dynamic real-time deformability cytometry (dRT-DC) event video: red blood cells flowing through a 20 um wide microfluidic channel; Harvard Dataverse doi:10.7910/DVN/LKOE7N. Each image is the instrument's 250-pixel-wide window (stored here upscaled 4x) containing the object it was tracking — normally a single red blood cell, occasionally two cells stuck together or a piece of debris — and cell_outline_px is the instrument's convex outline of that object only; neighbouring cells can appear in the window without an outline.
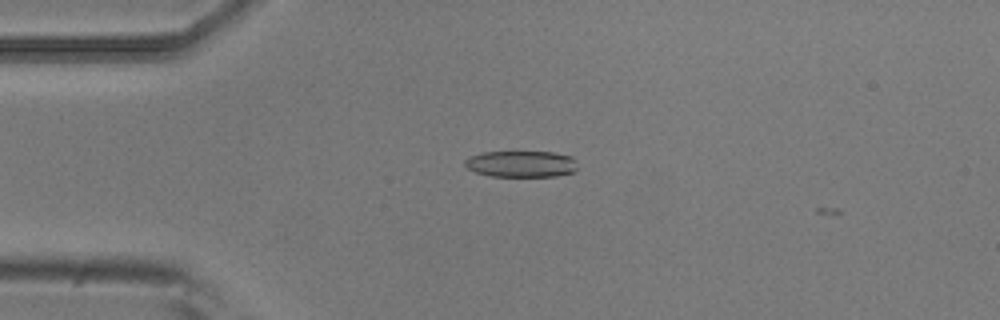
{"species": "common noctule bat (a hibernating species)", "species_latin": "Nyctalus noctula", "temperature_condition": "room temperature", "stored_images_in_passage": 6, "camera_frame_rate_fps": 3000, "um_per_image_px": 0.085, "animal": {"sex": "male", "body_mass_g": 20.5, "forearm_length_mm": 52.5}, "frame": {"image": 1, "passage_image": 6, "time_ms": 1.667, "image_size_px": [1000, 320], "cell_outline_px": [[576, 168], [572, 172], [556, 176], [492, 176], [476, 172], [468, 168], [464, 164], [464, 160], [472, 156], [484, 152], [552, 152], [572, 156], [576, 160]], "centroid_in_image_um": [44.32, 13.93], "position_along_channel_um": 40.7, "area_um2": 17.17}}